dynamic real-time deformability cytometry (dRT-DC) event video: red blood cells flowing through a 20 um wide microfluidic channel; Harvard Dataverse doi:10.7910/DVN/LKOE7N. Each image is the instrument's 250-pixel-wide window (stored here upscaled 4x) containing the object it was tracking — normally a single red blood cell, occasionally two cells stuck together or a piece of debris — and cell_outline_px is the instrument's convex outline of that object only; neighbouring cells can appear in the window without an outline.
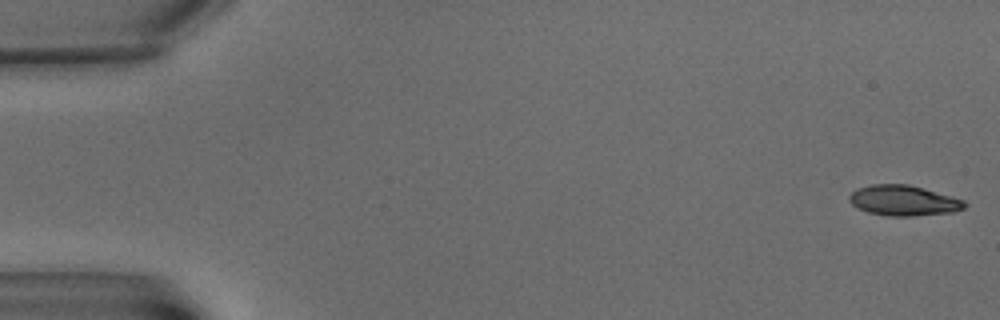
{"species": "common noctule bat (a hibernating species)", "species_latin": "Nyctalus noctula", "temperature_condition": "warm", "stored_images_in_passage": 8, "camera_frame_rate_fps": 3000, "um_per_image_px": 0.085, "animal": {"sex": "male", "body_mass_g": 15.6}, "frame": {"image": 1, "passage_image": 1, "time_ms": 0.0, "image_size_px": [1000, 320], "cell_outline_px": [[968, 204], [964, 208], [952, 212], [912, 216], [888, 216], [868, 212], [852, 204], [848, 200], [848, 196], [852, 192], [860, 188], [872, 184], [908, 184], [924, 188], [952, 196], [964, 200]], "centroid_in_image_um": [76.82, 17.04], "position_along_channel_um": 8.2, "area_um2": 20.35}}
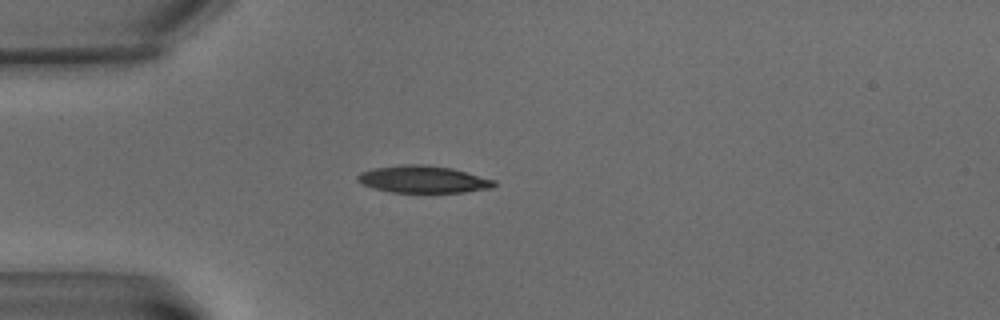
{"frame": {"image": 2, "passage_image": 6, "time_ms": 6.0, "image_size_px": [1000, 320], "cell_outline_px": [[496, 184], [492, 188], [464, 192], [392, 192], [372, 188], [360, 184], [356, 180], [356, 176], [360, 172], [372, 168], [400, 164], [424, 164], [452, 168], [496, 180]], "centroid_in_image_um": [35.92, 15.23], "position_along_channel_um": 49.1, "area_um2": 21.85}}
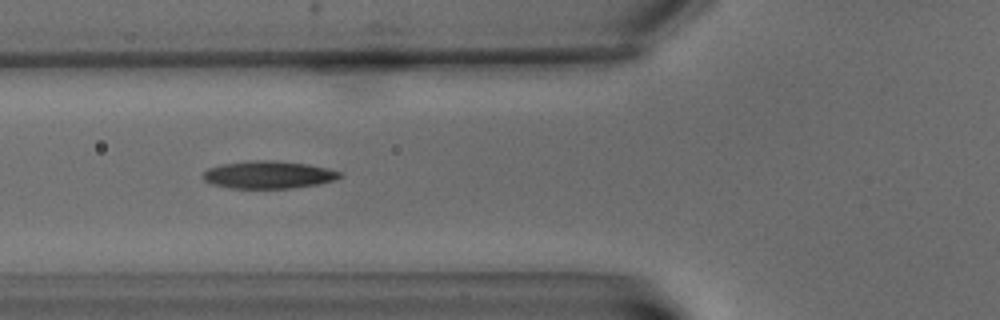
{"frame": {"image": 3, "passage_image": 8, "time_ms": 8.333, "image_size_px": [1000, 320], "cell_outline_px": [[344, 176], [336, 180], [320, 184], [292, 188], [228, 188], [212, 184], [204, 180], [200, 176], [208, 168], [220, 164], [248, 160], [272, 160], [308, 164], [328, 168], [340, 172]], "centroid_in_image_um": [22.82, 14.85], "position_along_channel_um": 103.0, "area_um2": 22.31}}